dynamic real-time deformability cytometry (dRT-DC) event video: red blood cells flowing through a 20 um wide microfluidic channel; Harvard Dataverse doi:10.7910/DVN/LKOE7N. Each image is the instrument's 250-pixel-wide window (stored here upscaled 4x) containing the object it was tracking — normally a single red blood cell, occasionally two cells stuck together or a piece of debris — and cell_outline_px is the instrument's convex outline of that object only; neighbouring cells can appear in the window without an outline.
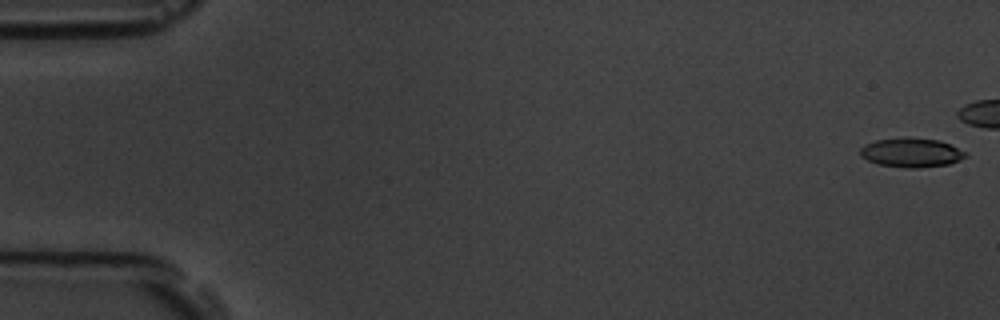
{"species": "common noctule bat (a hibernating species)", "species_latin": "Nyctalus noctula", "temperature_condition": "room temperature", "stored_images_in_passage": 9, "camera_frame_rate_fps": 3000, "um_per_image_px": 0.085, "animal": {"sex": "male", "body_mass_g": 19.5, "forearm_length_mm": 54.6}, "frame": {"image": 1, "passage_image": 1, "time_ms": 0.0, "image_size_px": [1000, 320], "cell_outline_px": [[968, 156], [960, 160], [948, 164], [916, 168], [904, 168], [880, 164], [868, 160], [860, 156], [860, 148], [864, 144], [876, 140], [908, 136], [940, 140], [968, 152]], "centroid_in_image_um": [77.48, 12.95], "position_along_channel_um": 7.5, "area_um2": 18.21}}